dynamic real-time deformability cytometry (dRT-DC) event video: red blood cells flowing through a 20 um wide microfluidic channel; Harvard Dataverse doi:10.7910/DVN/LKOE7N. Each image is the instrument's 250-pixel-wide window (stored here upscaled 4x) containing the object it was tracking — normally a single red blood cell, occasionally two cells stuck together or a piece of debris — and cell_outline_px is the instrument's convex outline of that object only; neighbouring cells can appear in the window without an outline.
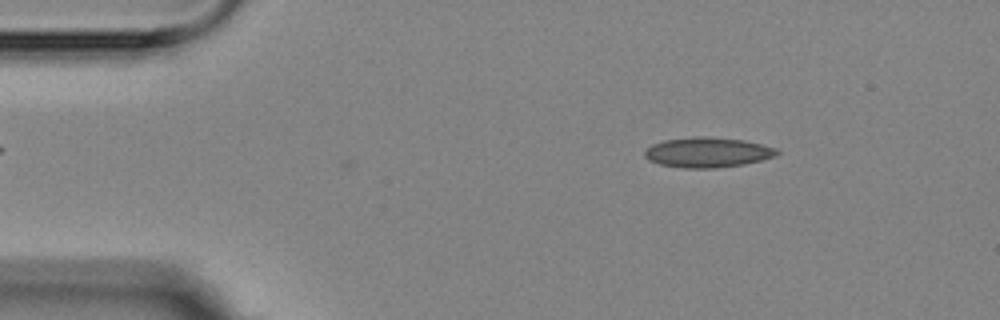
{"species": "Egyptian fruit bat (a non-hibernating species)", "species_latin": "Rousettus aegyptiacus", "temperature_condition": "room temperature", "stored_images_in_passage": 5, "camera_frame_rate_fps": 3000, "um_per_image_px": 0.085, "animal": {"sex": "female"}, "frame": {"image": 1, "passage_image": 1, "time_ms": 0.0, "image_size_px": [1000, 320], "cell_outline_px": [[780, 152], [776, 156], [744, 164], [716, 168], [684, 168], [660, 164], [648, 160], [644, 156], [644, 152], [652, 144], [664, 140], [700, 136], [708, 136], [744, 140], [776, 148]], "centroid_in_image_um": [60.14, 12.95], "position_along_channel_um": 24.9, "area_um2": 23.12}}
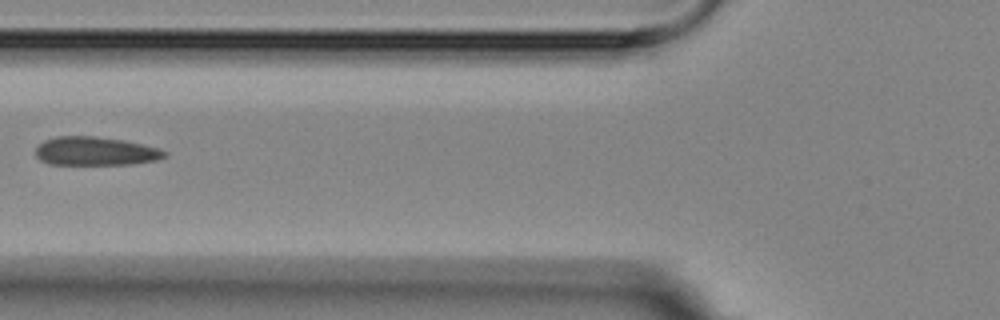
{"frame": {"image": 2, "passage_image": 4, "time_ms": 4.333, "image_size_px": [1000, 320], "cell_outline_px": [[168, 156], [156, 160], [132, 164], [48, 164], [40, 160], [36, 156], [36, 148], [44, 140], [56, 136], [96, 136], [124, 140], [160, 148], [168, 152]], "centroid_in_image_um": [8.13, 12.84], "position_along_channel_um": 117.7, "area_um2": 21.62}}
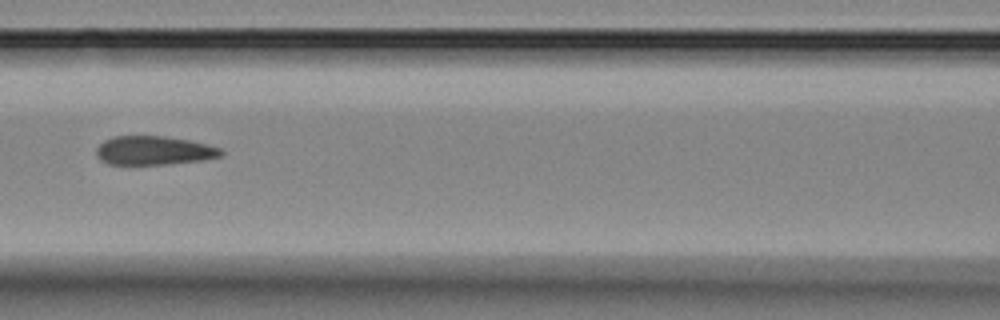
{"frame": {"image": 3, "passage_image": 5, "time_ms": 5.333, "image_size_px": [1000, 320], "cell_outline_px": [[224, 152], [220, 156], [200, 160], [164, 164], [108, 164], [100, 160], [96, 156], [96, 148], [104, 140], [112, 136], [164, 136], [192, 140], [220, 148]], "centroid_in_image_um": [13.04, 12.78], "position_along_channel_um": 153.6, "area_um2": 20.92}}